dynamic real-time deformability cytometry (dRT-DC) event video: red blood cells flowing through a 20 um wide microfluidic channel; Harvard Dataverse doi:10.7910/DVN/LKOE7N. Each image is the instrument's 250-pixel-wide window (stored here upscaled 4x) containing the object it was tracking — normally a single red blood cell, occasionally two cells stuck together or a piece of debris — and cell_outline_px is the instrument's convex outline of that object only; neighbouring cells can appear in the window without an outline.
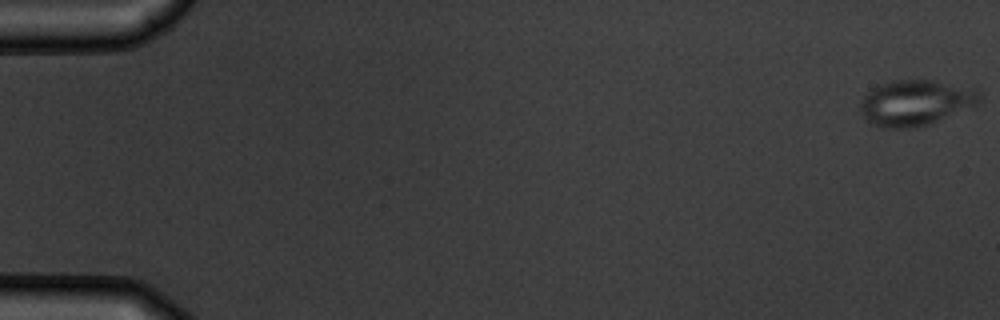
{"species": "common noctule bat (a hibernating species)", "species_latin": "Nyctalus noctula", "temperature_condition": "warm", "stored_images_in_passage": 7, "camera_frame_rate_fps": 3000, "um_per_image_px": 0.085, "animal": {"sex": "male", "body_mass_g": 19.5, "forearm_length_mm": 54.6}, "frame": {"image": 1, "passage_image": 1, "time_ms": 0.0, "image_size_px": [1000, 320], "cell_outline_px": [[980, 100], [976, 104], [928, 124], [912, 128], [880, 128], [868, 120], [864, 116], [860, 108], [860, 104], [864, 96], [872, 88], [888, 80], [932, 80], [976, 88], [980, 92]], "centroid_in_image_um": [77.8, 8.71], "position_along_channel_um": 7.2, "area_um2": 31.39}}